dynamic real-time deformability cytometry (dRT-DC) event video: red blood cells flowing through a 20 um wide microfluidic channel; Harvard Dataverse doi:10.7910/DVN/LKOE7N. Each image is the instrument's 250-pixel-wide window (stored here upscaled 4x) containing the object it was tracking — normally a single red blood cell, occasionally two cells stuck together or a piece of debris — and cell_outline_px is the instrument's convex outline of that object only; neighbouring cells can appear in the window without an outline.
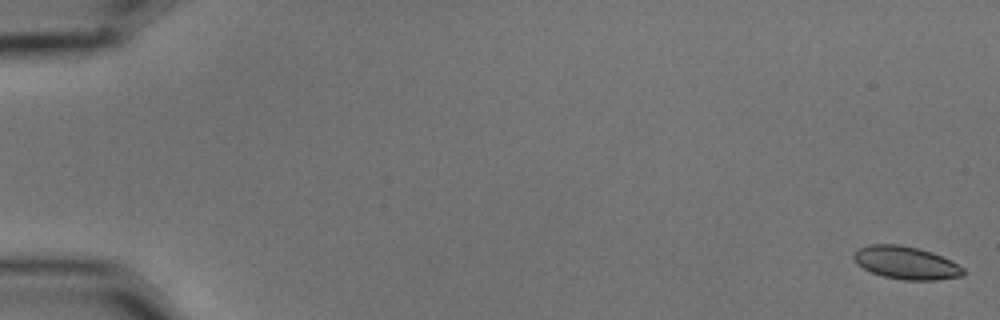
{"species": "common noctule bat (a hibernating species)", "species_latin": "Nyctalus noctula", "temperature_condition": "cold", "stored_images_in_passage": 57, "camera_frame_rate_fps": 3000, "um_per_image_px": 0.085, "animal": {"sex": "male", "body_mass_g": 15.6}, "frame": {"image": 1, "passage_image": 1, "time_ms": 0.0, "image_size_px": [1000, 320], "cell_outline_px": [[964, 276], [936, 280], [904, 280], [884, 276], [872, 272], [856, 264], [852, 256], [860, 248], [868, 244], [900, 244], [920, 248], [932, 252], [964, 268]], "centroid_in_image_um": [77.0, 22.33], "position_along_channel_um": 8.0, "area_um2": 20.87}}
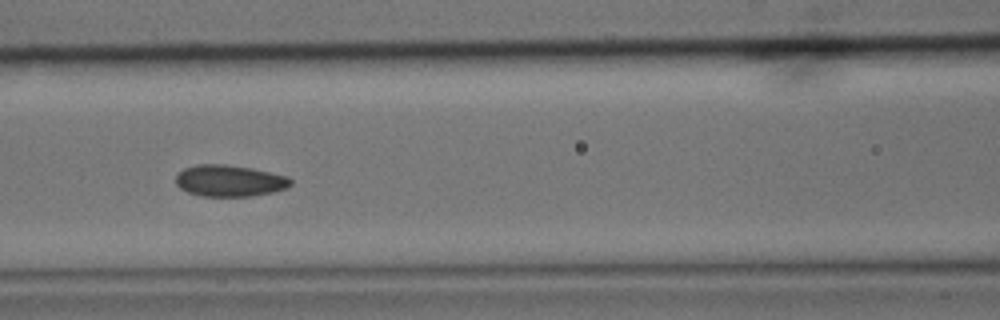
{"frame": {"image": 2, "passage_image": 26, "time_ms": 8.333, "image_size_px": [1000, 320], "cell_outline_px": [[292, 184], [288, 188], [272, 192], [252, 196], [200, 196], [188, 192], [180, 188], [176, 184], [176, 176], [184, 168], [196, 164], [224, 164], [252, 168], [288, 176], [292, 180]], "centroid_in_image_um": [19.53, 15.36], "position_along_channel_um": 147.1, "area_um2": 21.21}}
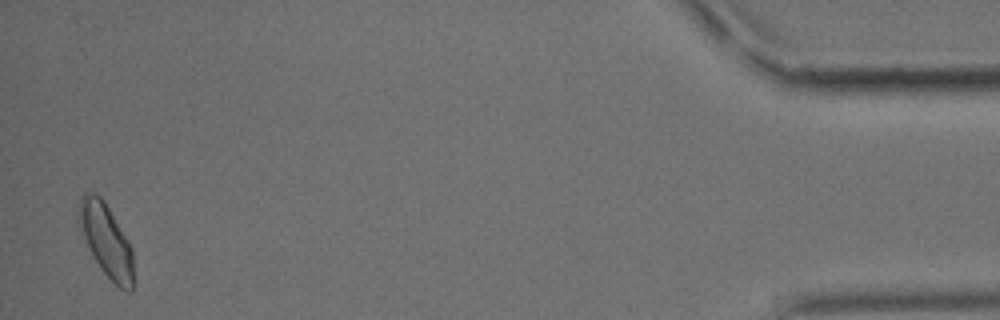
{"frame": {"image": 3, "passage_image": 56, "time_ms": 18.333, "image_size_px": [1000, 320], "cell_outline_px": [[132, 292], [128, 292], [120, 288], [100, 268], [76, 220], [76, 216], [80, 196], [84, 192], [96, 192], [104, 200], [128, 240], [132, 248]], "centroid_in_image_um": [8.99, 20.35], "position_along_channel_um": 426.2, "area_um2": 22.95}, "authors_computed_cell_mechanics": {"area_um2": 21.1548, "velocity_mm_per_s": 3.5736, "shape_relaxation_time_tau1_ms": 4.6199, "shape_relaxation_time_tau2_ms": 2.945, "deformation_change_tau1": 0.0911, "deformation_change_tau2": 0.0585}}